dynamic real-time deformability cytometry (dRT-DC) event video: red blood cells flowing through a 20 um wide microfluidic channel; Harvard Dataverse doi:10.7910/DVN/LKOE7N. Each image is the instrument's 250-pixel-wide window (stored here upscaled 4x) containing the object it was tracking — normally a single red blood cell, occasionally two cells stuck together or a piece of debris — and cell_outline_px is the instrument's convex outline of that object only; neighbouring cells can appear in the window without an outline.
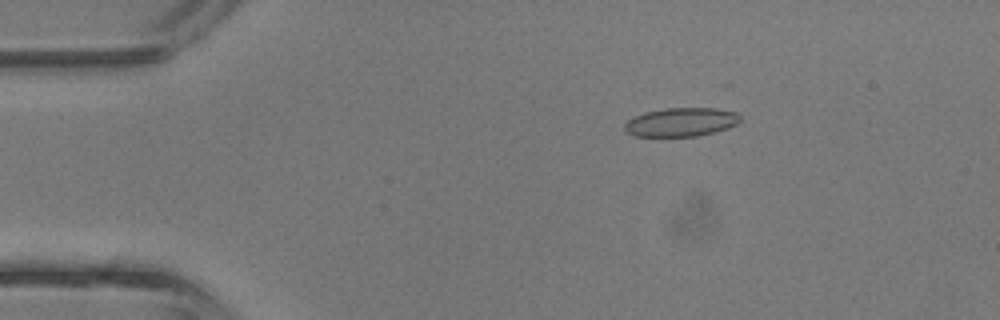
{"species": "common noctule bat (a hibernating species)", "species_latin": "Nyctalus noctula", "temperature_condition": "room temperature", "stored_images_in_passage": 35, "camera_frame_rate_fps": 3000, "um_per_image_px": 0.085, "animal": {"sex": "male", "body_mass_g": 13.3}, "frame": {"image": 1, "passage_image": 1, "time_ms": 0.0, "image_size_px": [1000, 320], "cell_outline_px": [[740, 120], [736, 124], [728, 128], [696, 136], [632, 136], [624, 132], [624, 124], [632, 116], [644, 112], [664, 108], [716, 108], [736, 112], [740, 116]], "centroid_in_image_um": [57.83, 10.37], "position_along_channel_um": 27.2, "area_um2": 19.48}}
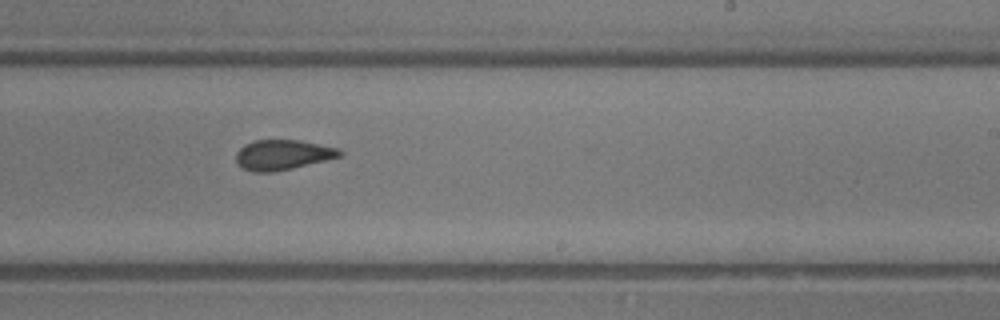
{"frame": {"image": 2, "passage_image": 19, "time_ms": 6.0, "image_size_px": [1000, 320], "cell_outline_px": [[344, 156], [292, 168], [272, 172], [256, 172], [244, 168], [236, 160], [236, 152], [244, 144], [256, 140], [300, 140], [340, 148], [344, 152]], "centroid_in_image_um": [24.09, 13.14], "position_along_channel_um": 264.9, "area_um2": 18.21}}
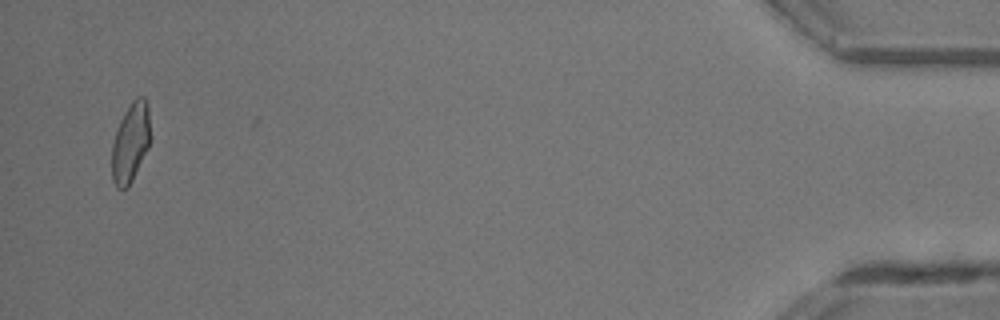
{"frame": {"image": 3, "passage_image": 34, "time_ms": 11.0, "image_size_px": [1000, 320], "cell_outline_px": [[152, 136], [148, 148], [128, 188], [116, 188], [112, 180], [112, 144], [120, 120], [124, 112], [132, 100], [136, 96], [144, 96], [148, 104]], "centroid_in_image_um": [11.12, 12.08], "position_along_channel_um": 424.1, "area_um2": 18.15}, "authors_computed_cell_mechanics": {"area_um2": 18.4382, "velocity_mm_per_s": 4.9864, "shape_relaxation_time_tau1_ms": 7.9699, "shape_relaxation_time_tau2_ms": 1.3357, "deformation_change_tau1": 0.2085, "deformation_change_tau2": 0.076}}